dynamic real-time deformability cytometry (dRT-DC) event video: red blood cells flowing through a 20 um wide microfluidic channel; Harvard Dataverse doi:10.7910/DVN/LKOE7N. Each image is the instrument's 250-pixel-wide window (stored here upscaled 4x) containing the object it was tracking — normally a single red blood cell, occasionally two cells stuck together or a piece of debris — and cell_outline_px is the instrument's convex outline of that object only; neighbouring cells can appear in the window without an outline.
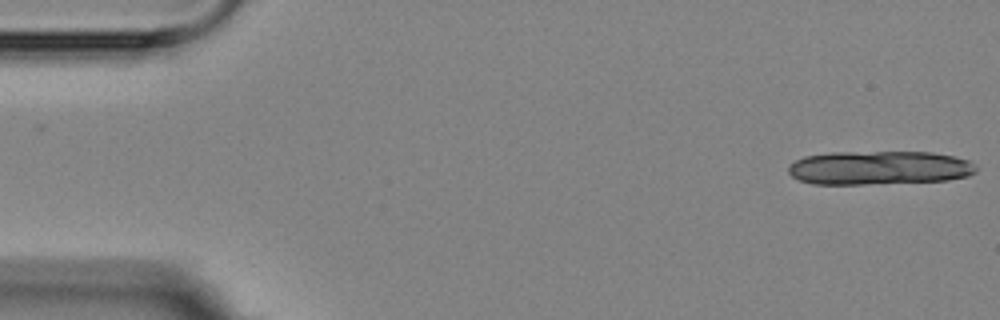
{"species": "Egyptian fruit bat (a non-hibernating species)", "species_latin": "Rousettus aegyptiacus", "temperature_condition": "room temperature", "stored_images_in_passage": 5, "camera_frame_rate_fps": 3000, "um_per_image_px": 0.085, "animal": {"sex": "female"}, "frame": {"image": 1, "passage_image": 1, "time_ms": 0.0, "image_size_px": [1000, 320], "cell_outline_px": [[976, 172], [968, 176], [948, 180], [864, 184], [812, 184], [800, 180], [792, 176], [788, 172], [788, 168], [796, 160], [804, 156], [832, 152], [932, 152], [952, 156], [968, 160], [976, 168]], "centroid_in_image_um": [74.71, 14.26], "position_along_channel_um": 10.3, "area_um2": 36.88}}